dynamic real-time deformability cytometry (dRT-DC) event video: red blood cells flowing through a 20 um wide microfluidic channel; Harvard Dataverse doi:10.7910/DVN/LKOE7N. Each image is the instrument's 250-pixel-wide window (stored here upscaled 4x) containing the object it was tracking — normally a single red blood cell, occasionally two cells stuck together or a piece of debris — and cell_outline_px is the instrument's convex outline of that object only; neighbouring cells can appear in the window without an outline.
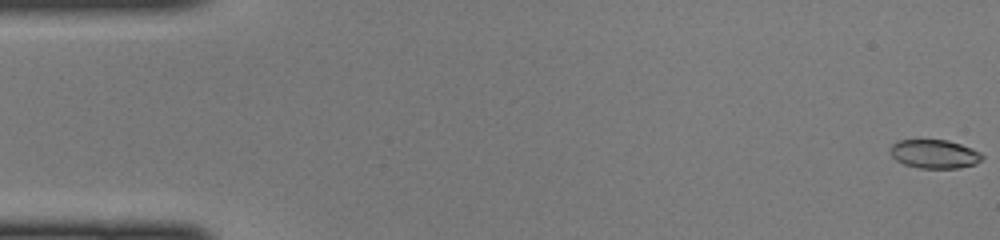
{"species": "common noctule bat (a hibernating species)", "species_latin": "Nyctalus noctula", "temperature_condition": "cold", "stored_images_in_passage": 42, "camera_frame_rate_fps": 3000, "um_per_image_px": 0.085, "animal": {"sex": "female", "body_mass_g": 22.0, "forearm_length_mm": 56.7}, "frame": {"image": 1, "passage_image": 1, "time_ms": 0.0, "image_size_px": [1000, 240], "cell_outline_px": [[984, 156], [976, 164], [956, 168], [920, 168], [904, 164], [896, 160], [892, 156], [892, 144], [896, 140], [948, 140], [972, 148], [980, 152]], "centroid_in_image_um": [79.44, 13.09], "position_along_channel_um": 5.6, "area_um2": 15.26}}
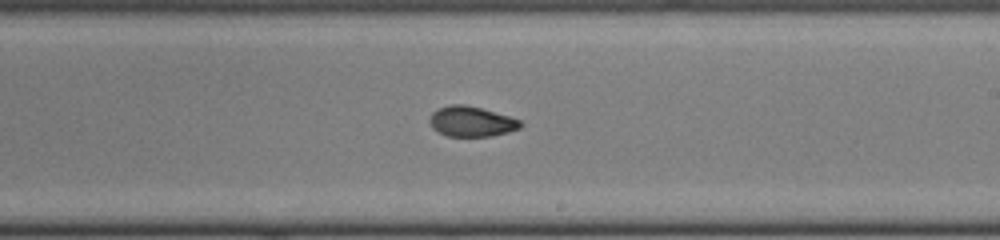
{"frame": {"image": 2, "passage_image": 28, "time_ms": 9.0, "image_size_px": [1000, 240], "cell_outline_px": [[524, 124], [520, 128], [508, 132], [492, 136], [448, 136], [436, 132], [432, 128], [428, 120], [432, 112], [440, 108], [452, 104], [464, 104], [480, 108], [508, 116], [520, 120]], "centroid_in_image_um": [40.05, 10.34], "position_along_channel_um": 249.0, "area_um2": 16.01}}
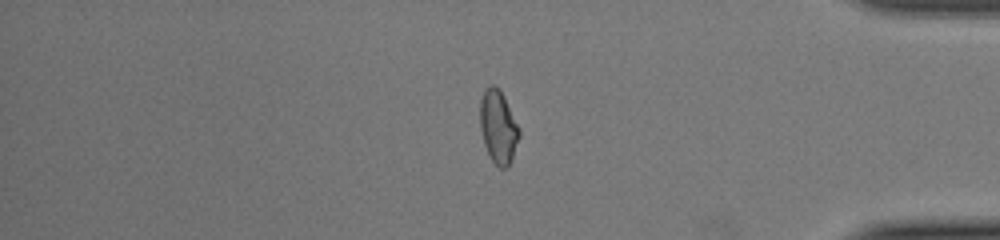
{"frame": {"image": 3, "passage_image": 40, "time_ms": 13.0, "image_size_px": [1000, 240], "cell_outline_px": [[520, 136], [512, 156], [508, 164], [504, 168], [500, 168], [492, 160], [484, 144], [480, 128], [480, 100], [484, 88], [488, 84], [492, 84], [500, 88], [520, 128]], "centroid_in_image_um": [42.34, 10.7], "position_along_channel_um": 392.9, "area_um2": 16.7}}